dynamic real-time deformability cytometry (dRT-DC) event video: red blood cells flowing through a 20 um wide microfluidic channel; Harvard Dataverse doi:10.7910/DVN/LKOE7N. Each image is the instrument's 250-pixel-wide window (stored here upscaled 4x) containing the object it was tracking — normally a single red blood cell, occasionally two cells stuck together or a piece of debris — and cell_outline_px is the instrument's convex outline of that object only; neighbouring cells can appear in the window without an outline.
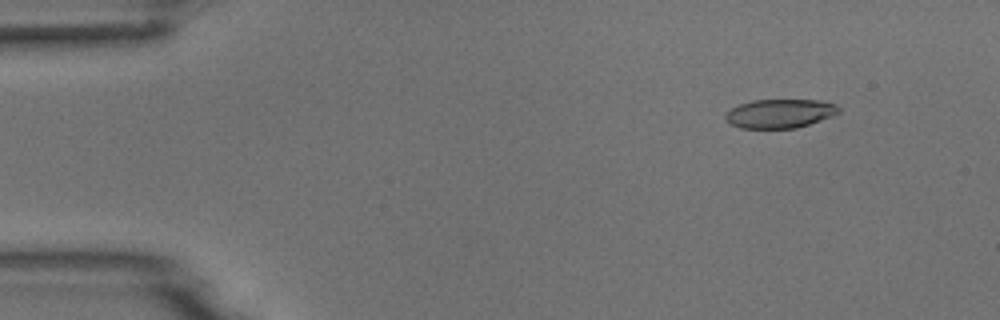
{"species": "common noctule bat (a hibernating species)", "species_latin": "Nyctalus noctula", "temperature_condition": "room temperature", "stored_images_in_passage": 4, "camera_frame_rate_fps": 3000, "um_per_image_px": 0.085, "animal": {"sex": "male", "body_mass_g": 18.8}, "frame": {"image": 1, "passage_image": 2, "time_ms": 0.333, "image_size_px": [1000, 320], "cell_outline_px": [[840, 112], [832, 116], [796, 128], [740, 128], [724, 120], [724, 116], [732, 108], [740, 104], [752, 100], [820, 100], [836, 104], [840, 108]], "centroid_in_image_um": [66.29, 9.64], "position_along_channel_um": 18.7, "area_um2": 19.02}}
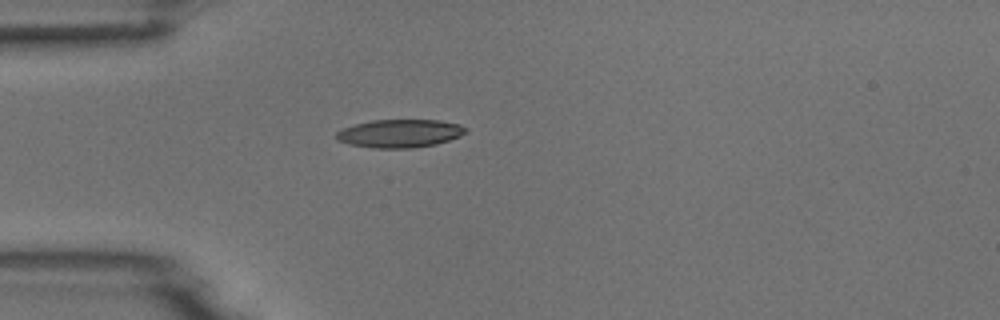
{"frame": {"image": 2, "passage_image": 4, "time_ms": 1.0, "image_size_px": [1000, 320], "cell_outline_px": [[468, 132], [460, 136], [436, 144], [412, 148], [372, 148], [348, 144], [336, 140], [336, 132], [344, 128], [356, 124], [372, 120], [440, 120], [460, 124], [468, 128]], "centroid_in_image_um": [34.0, 11.34], "position_along_channel_um": 51.0, "area_um2": 21.33}}